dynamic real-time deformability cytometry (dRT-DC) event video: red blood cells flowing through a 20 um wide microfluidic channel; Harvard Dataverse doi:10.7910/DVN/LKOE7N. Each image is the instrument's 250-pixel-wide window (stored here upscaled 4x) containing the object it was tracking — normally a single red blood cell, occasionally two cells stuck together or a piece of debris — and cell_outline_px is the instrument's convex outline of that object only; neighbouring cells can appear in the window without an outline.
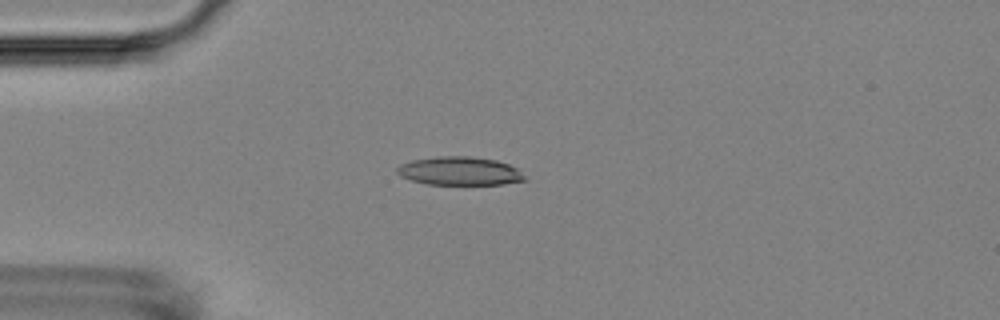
{"species": "Egyptian fruit bat (a non-hibernating species)", "species_latin": "Rousettus aegyptiacus", "temperature_condition": "room temperature", "stored_images_in_passage": 8, "camera_frame_rate_fps": 3000, "um_per_image_px": 0.085, "animal": {"sex": "female"}, "frame": {"image": 1, "passage_image": 4, "time_ms": 3.667, "image_size_px": [1000, 320], "cell_outline_px": [[528, 180], [504, 184], [428, 184], [412, 180], [400, 176], [396, 172], [396, 168], [400, 164], [412, 160], [436, 156], [468, 156], [496, 160], [508, 164], [516, 168]], "centroid_in_image_um": [39.05, 14.53], "position_along_channel_um": 45.9, "area_um2": 21.1}}
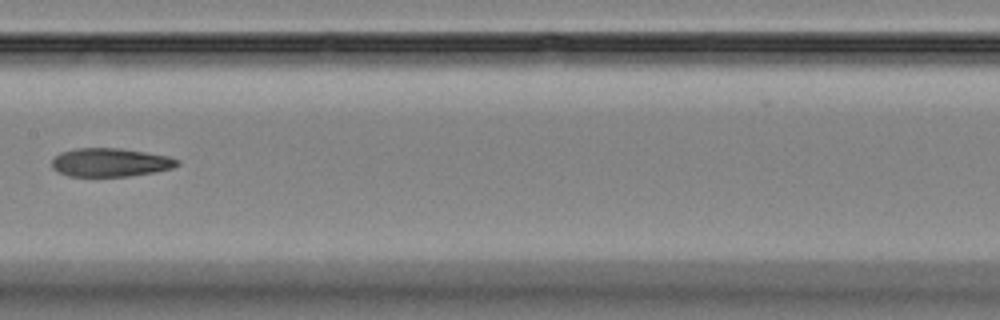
{"frame": {"image": 2, "passage_image": 8, "time_ms": 8.333, "image_size_px": [1000, 320], "cell_outline_px": [[180, 164], [172, 168], [156, 172], [128, 176], [68, 176], [56, 172], [52, 168], [52, 160], [60, 152], [76, 148], [120, 148], [168, 156], [180, 160]], "centroid_in_image_um": [9.37, 13.81], "position_along_channel_um": 198.0, "area_um2": 20.92}}